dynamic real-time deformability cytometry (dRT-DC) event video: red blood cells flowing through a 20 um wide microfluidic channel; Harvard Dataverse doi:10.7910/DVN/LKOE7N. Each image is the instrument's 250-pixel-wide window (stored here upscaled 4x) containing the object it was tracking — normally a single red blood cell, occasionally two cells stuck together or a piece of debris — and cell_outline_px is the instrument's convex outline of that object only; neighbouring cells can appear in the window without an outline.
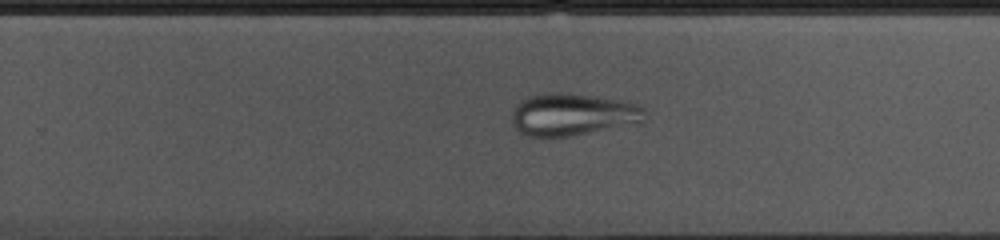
{"species": "common noctule bat (a hibernating species)", "species_latin": "Nyctalus noctula", "temperature_condition": "cold", "stored_images_in_passage": 23, "camera_frame_rate_fps": 3000, "um_per_image_px": 0.085, "animal": {"sex": "female", "body_mass_g": 10.0, "forearm_length_mm": 53.1}, "frame": {"image": 1, "passage_image": 23, "time_ms": 7.333, "image_size_px": [1000, 240], "cell_outline_px": [[648, 112], [644, 124], [572, 136], [528, 136], [520, 132], [512, 124], [512, 108], [520, 100], [528, 96], [544, 92], [568, 92], [620, 100], [636, 104], [644, 108]], "centroid_in_image_um": [48.74, 9.73], "position_along_channel_um": 281.1, "area_um2": 33.76}}